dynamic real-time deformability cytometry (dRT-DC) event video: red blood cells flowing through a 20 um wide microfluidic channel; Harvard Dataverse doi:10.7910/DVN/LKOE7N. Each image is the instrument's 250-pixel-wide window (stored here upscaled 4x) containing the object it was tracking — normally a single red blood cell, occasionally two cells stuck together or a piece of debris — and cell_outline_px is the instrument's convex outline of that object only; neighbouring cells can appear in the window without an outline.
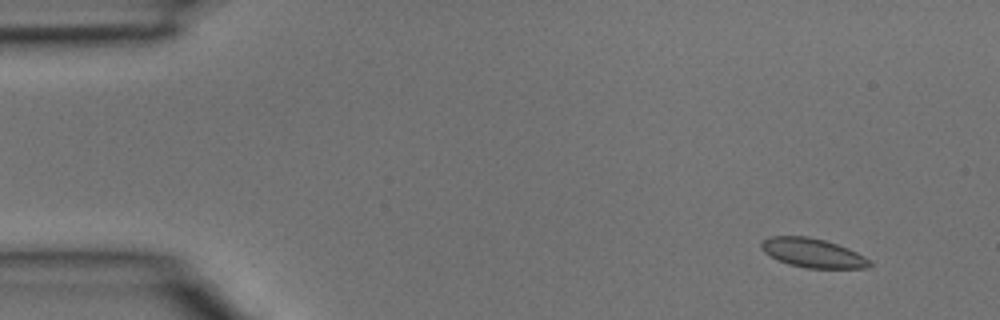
{"species": "common noctule bat (a hibernating species)", "species_latin": "Nyctalus noctula", "temperature_condition": "room temperature", "stored_images_in_passage": 4, "camera_frame_rate_fps": 3000, "um_per_image_px": 0.085, "animal": {"sex": "male", "body_mass_g": 15.6}, "frame": {"image": 1, "passage_image": 2, "time_ms": 0.333, "image_size_px": [1000, 320], "cell_outline_px": [[872, 264], [868, 268], [808, 268], [788, 264], [764, 252], [760, 248], [760, 244], [768, 236], [808, 236], [824, 240], [848, 248], [872, 260]], "centroid_in_image_um": [69.1, 21.5], "position_along_channel_um": 15.9, "area_um2": 18.32}}
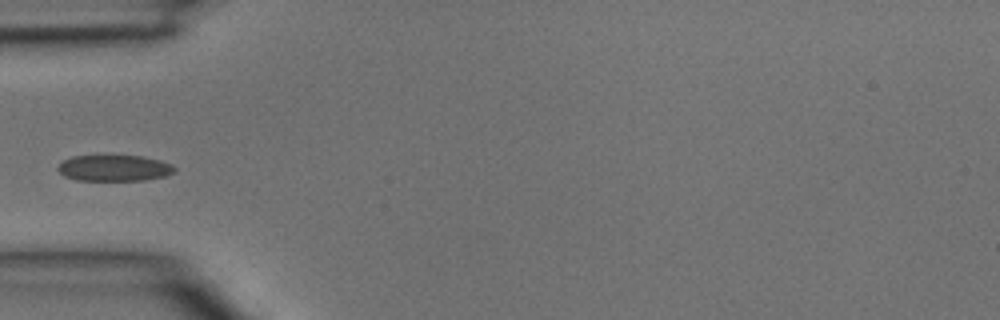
{"frame": {"image": 2, "passage_image": 4, "time_ms": 1.0, "image_size_px": [1000, 320], "cell_outline_px": [[176, 172], [164, 176], [144, 180], [76, 180], [64, 176], [56, 168], [64, 160], [72, 156], [144, 156], [160, 160], [172, 164], [176, 168]], "centroid_in_image_um": [9.74, 14.28], "position_along_channel_um": 75.3, "area_um2": 17.74}}